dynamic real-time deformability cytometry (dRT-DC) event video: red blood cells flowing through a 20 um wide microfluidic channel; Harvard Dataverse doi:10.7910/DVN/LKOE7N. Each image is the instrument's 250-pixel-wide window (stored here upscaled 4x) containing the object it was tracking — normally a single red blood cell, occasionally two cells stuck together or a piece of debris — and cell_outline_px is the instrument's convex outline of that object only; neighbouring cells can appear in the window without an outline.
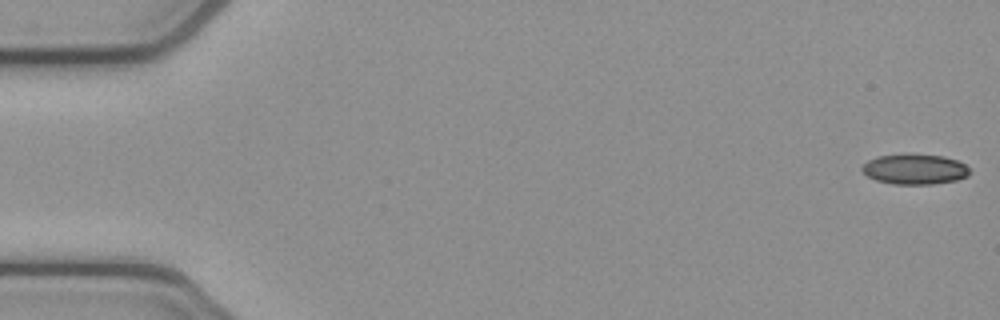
{"species": "common noctule bat (a hibernating species)", "species_latin": "Nyctalus noctula", "temperature_condition": "cold", "stored_images_in_passage": 4, "camera_frame_rate_fps": 3000, "um_per_image_px": 0.085, "animal": {"sex": "female", "body_mass_g": 21.9}, "frame": {"image": 1, "passage_image": 1, "time_ms": 0.0, "image_size_px": [1000, 320], "cell_outline_px": [[968, 176], [956, 180], [932, 184], [892, 184], [876, 180], [868, 176], [860, 168], [868, 160], [876, 156], [944, 156], [956, 160], [964, 164], [968, 168]], "centroid_in_image_um": [77.74, 14.41], "position_along_channel_um": 7.3, "area_um2": 18.32}}
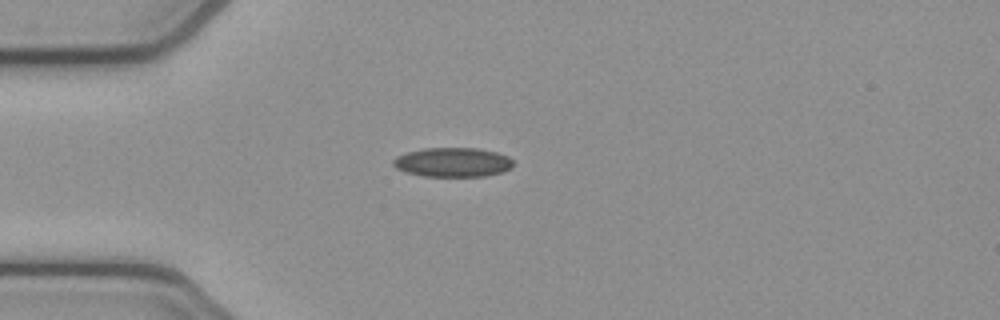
{"frame": {"image": 2, "passage_image": 4, "time_ms": 1.0, "image_size_px": [1000, 320], "cell_outline_px": [[512, 168], [504, 172], [484, 176], [424, 176], [408, 172], [396, 168], [392, 164], [392, 160], [396, 156], [408, 152], [424, 148], [476, 148], [496, 152], [508, 156], [512, 160]], "centroid_in_image_um": [38.49, 13.79], "position_along_channel_um": 46.5, "area_um2": 20.46}}